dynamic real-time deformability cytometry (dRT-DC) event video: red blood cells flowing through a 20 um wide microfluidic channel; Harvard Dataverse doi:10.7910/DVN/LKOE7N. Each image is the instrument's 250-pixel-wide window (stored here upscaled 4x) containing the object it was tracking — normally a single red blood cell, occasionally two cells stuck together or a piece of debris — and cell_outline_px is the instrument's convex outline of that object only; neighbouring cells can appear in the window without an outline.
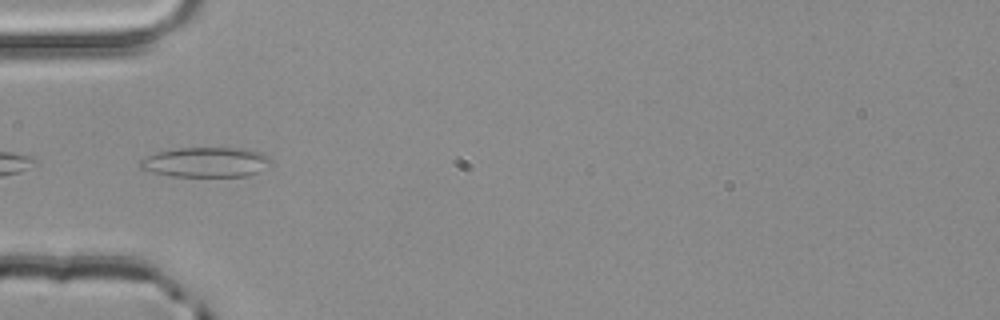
{"species": "common noctule bat (a hibernating species)", "species_latin": "Nyctalus noctula", "temperature_condition": "room temperature", "stored_images_in_passage": 3, "camera_frame_rate_fps": 3000, "um_per_image_px": 0.085, "animal": {"sex": "male", "body_mass_g": 20.4}, "frame": {"image": 1, "passage_image": 3, "time_ms": 0.667, "image_size_px": [1000, 320], "cell_outline_px": [[272, 164], [248, 176], [172, 176], [152, 172], [140, 168], [140, 160], [156, 152], [176, 148], [248, 148], [260, 152], [268, 156], [272, 160]], "centroid_in_image_um": [17.53, 13.78], "position_along_channel_um": 67.5, "area_um2": 22.83}}